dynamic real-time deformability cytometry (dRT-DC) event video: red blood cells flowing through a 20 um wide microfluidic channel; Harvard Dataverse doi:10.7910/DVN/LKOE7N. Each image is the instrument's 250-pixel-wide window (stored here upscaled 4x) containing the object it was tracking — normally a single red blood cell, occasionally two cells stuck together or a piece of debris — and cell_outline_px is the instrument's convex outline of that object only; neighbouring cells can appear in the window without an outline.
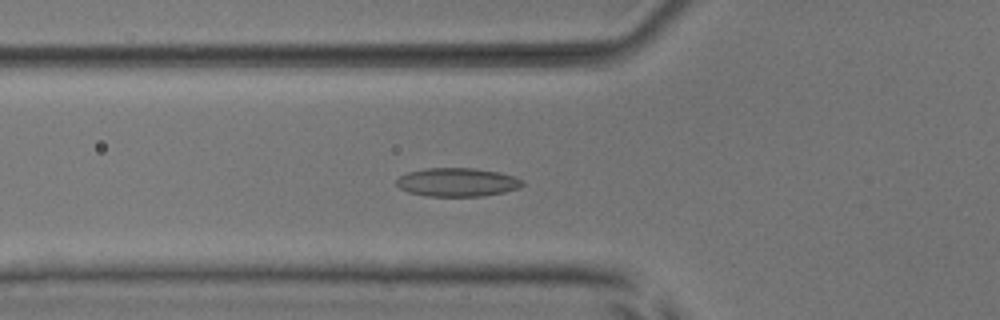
{"species": "common noctule bat (a hibernating species)", "species_latin": "Nyctalus noctula", "temperature_condition": "room temperature", "stored_images_in_passage": 52, "camera_frame_rate_fps": 3000, "um_per_image_px": 0.085, "animal": {"sex": "male", "body_mass_g": 17.9, "forearm_length_mm": 54.2}, "frame": {"image": 1, "passage_image": 19, "time_ms": 6.0, "image_size_px": [1000, 320], "cell_outline_px": [[524, 184], [520, 188], [504, 192], [484, 196], [428, 196], [408, 192], [400, 188], [396, 184], [396, 180], [400, 176], [408, 172], [424, 168], [476, 168], [500, 172], [524, 180]], "centroid_in_image_um": [38.89, 15.48], "position_along_channel_um": 86.9, "area_um2": 21.1}}
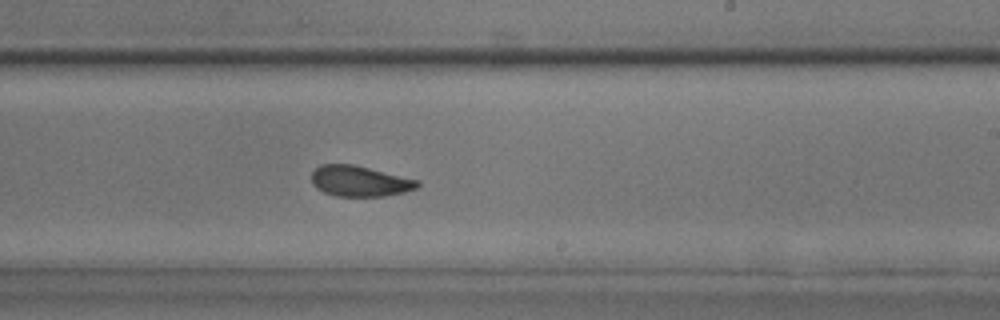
{"frame": {"image": 2, "passage_image": 32, "time_ms": 10.333, "image_size_px": [1000, 320], "cell_outline_px": [[420, 184], [416, 188], [404, 192], [384, 196], [336, 196], [324, 192], [316, 188], [312, 184], [312, 172], [320, 164], [352, 164], [420, 180]], "centroid_in_image_um": [30.57, 15.39], "position_along_channel_um": 258.4, "area_um2": 18.9}}
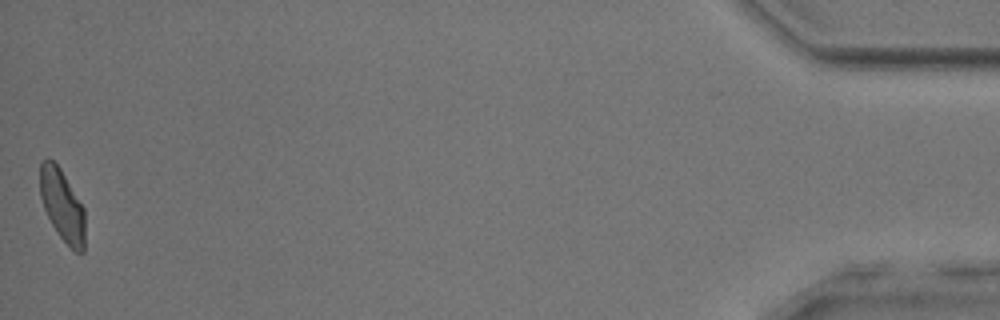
{"frame": {"image": 3, "passage_image": 52, "time_ms": 17.0, "image_size_px": [1000, 320], "cell_outline_px": [[84, 252], [76, 252], [60, 236], [52, 224], [44, 208], [40, 196], [40, 164], [48, 156], [60, 168], [84, 208]], "centroid_in_image_um": [5.28, 17.42], "position_along_channel_um": 429.9, "area_um2": 18.5}, "authors_computed_cell_mechanics": {"area_um2": 19.5653, "velocity_mm_per_s": 3.9666, "shape_relaxation_time_tau1_ms": 4.39, "shape_relaxation_time_tau2_ms": 1.991, "deformation_change_tau1": 0.0995, "deformation_change_tau2": 0.0758}}